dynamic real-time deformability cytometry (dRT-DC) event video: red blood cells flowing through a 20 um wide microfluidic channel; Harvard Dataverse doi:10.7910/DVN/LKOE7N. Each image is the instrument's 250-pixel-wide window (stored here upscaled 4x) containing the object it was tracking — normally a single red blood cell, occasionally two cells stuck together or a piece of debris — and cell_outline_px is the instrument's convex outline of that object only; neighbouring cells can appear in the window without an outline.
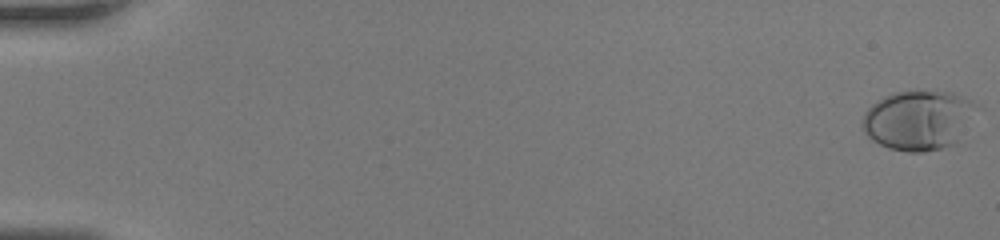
{"species": "human", "species_latin": "Homo sapiens", "temperature_condition": "room temperature", "stored_images_in_passage": 49, "camera_frame_rate_fps": 3000, "um_per_image_px": 0.085, "donor": {"sex": "female"}, "frame": {"image": 1, "passage_image": 1, "time_ms": 0.0, "image_size_px": [1000, 240], "cell_outline_px": [[976, 104], [956, 144], [924, 152], [908, 152], [888, 148], [872, 140], [864, 132], [864, 112], [872, 104], [896, 92], [952, 92], [972, 100]], "centroid_in_image_um": [78.03, 10.23], "position_along_channel_um": 7.0, "area_um2": 38.61}}
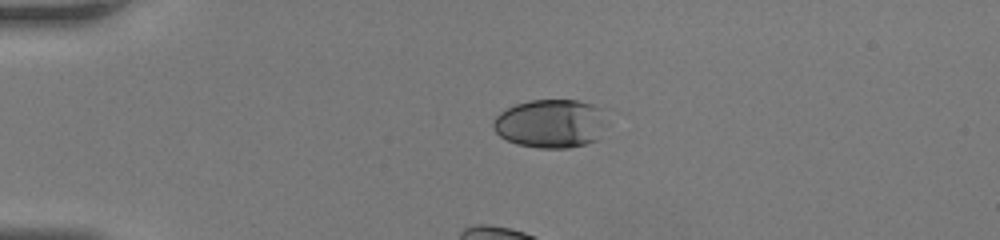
{"frame": {"image": 2, "passage_image": 15, "time_ms": 4.667, "image_size_px": [1000, 240], "cell_outline_px": [[600, 108], [596, 140], [588, 144], [568, 148], [540, 148], [516, 144], [500, 136], [492, 128], [492, 124], [496, 116], [500, 112], [516, 104], [532, 100], [576, 100], [592, 104]], "centroid_in_image_um": [46.66, 10.51], "position_along_channel_um": 38.3, "area_um2": 31.21}}
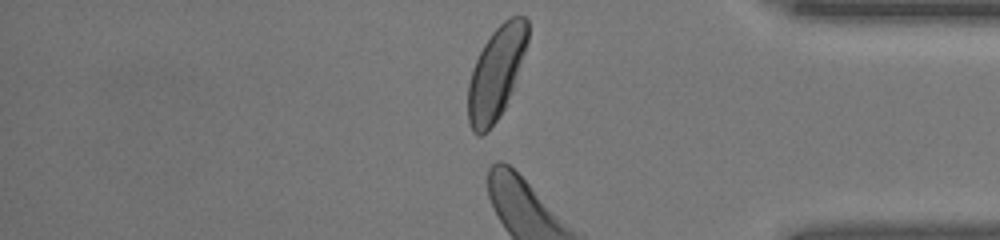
{"frame": {"image": 3, "passage_image": 49, "time_ms": 16.0, "image_size_px": [1000, 240], "cell_outline_px": [[528, 40], [512, 88], [504, 108], [500, 116], [480, 136], [476, 136], [472, 132], [468, 124], [468, 84], [472, 68], [484, 44], [492, 32], [504, 20], [512, 16], [524, 16], [528, 20]], "centroid_in_image_um": [42.14, 6.2], "position_along_channel_um": 393.1, "area_um2": 31.56}}